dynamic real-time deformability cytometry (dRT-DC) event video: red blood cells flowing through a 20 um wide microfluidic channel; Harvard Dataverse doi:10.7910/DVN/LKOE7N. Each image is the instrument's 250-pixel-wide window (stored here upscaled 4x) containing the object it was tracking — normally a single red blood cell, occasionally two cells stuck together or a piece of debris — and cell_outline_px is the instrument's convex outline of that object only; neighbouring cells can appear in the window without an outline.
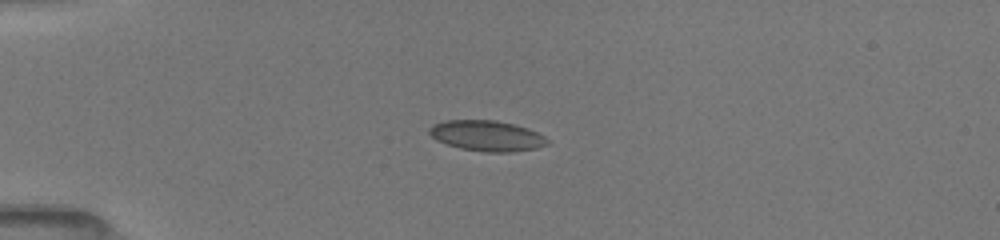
{"species": "common noctule bat (a hibernating species)", "species_latin": "Nyctalus noctula", "temperature_condition": "room temperature", "stored_images_in_passage": 16, "camera_frame_rate_fps": 3000, "um_per_image_px": 0.085, "animal": {"sex": "female", "body_mass_g": 19.5, "forearm_length_mm": 54.1}, "frame": {"image": 1, "passage_image": 5, "time_ms": 3.0, "image_size_px": [1000, 240], "cell_outline_px": [[548, 144], [536, 148], [512, 152], [484, 152], [460, 148], [436, 140], [428, 132], [428, 128], [432, 124], [444, 120], [496, 120], [528, 128], [544, 136], [548, 140]], "centroid_in_image_um": [41.35, 11.54], "position_along_channel_um": 43.6, "area_um2": 21.04}}
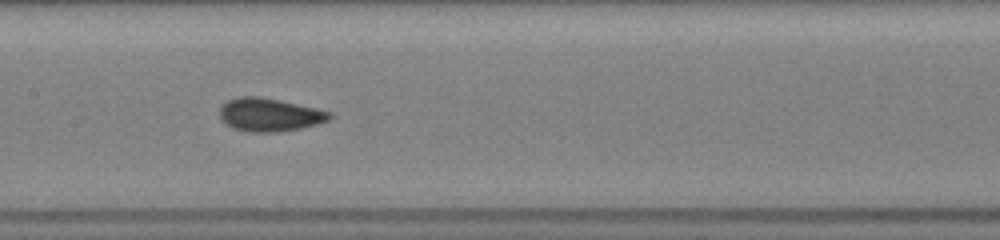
{"frame": {"image": 2, "passage_image": 11, "time_ms": 7.333, "image_size_px": [1000, 240], "cell_outline_px": [[332, 116], [328, 120], [316, 124], [300, 128], [276, 132], [248, 132], [232, 128], [220, 120], [220, 108], [228, 100], [240, 96], [256, 96], [280, 100], [316, 108], [332, 112]], "centroid_in_image_um": [22.89, 9.75], "position_along_channel_um": 184.5, "area_um2": 21.21}}
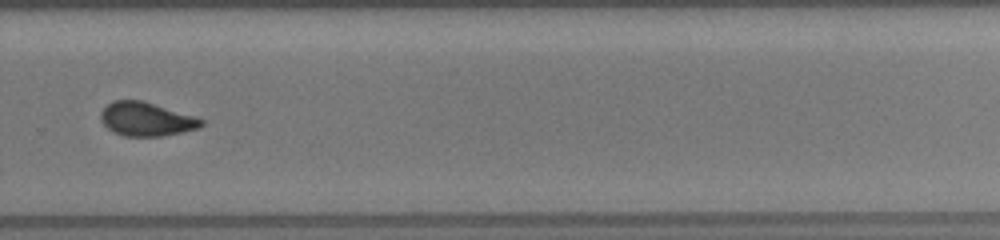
{"frame": {"image": 3, "passage_image": 15, "time_ms": 10.667, "image_size_px": [1000, 240], "cell_outline_px": [[204, 124], [200, 128], [184, 132], [160, 136], [124, 136], [112, 132], [100, 120], [100, 112], [112, 100], [140, 100], [196, 116], [204, 120]], "centroid_in_image_um": [12.44, 10.13], "position_along_channel_um": 317.4, "area_um2": 19.88}}